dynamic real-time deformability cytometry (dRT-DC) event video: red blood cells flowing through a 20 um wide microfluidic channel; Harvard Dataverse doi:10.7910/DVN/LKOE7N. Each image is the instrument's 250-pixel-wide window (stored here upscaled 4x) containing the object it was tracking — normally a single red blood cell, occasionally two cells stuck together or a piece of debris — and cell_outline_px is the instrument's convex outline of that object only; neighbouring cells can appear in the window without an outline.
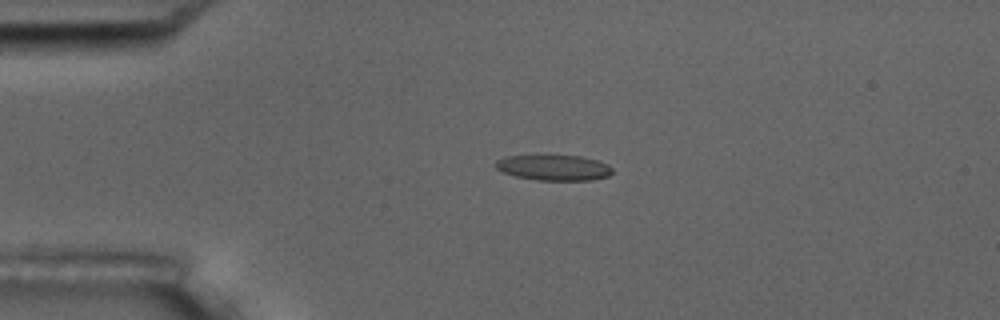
{"species": "common noctule bat (a hibernating species)", "species_latin": "Nyctalus noctula", "temperature_condition": "room temperature", "stored_images_in_passage": 3, "camera_frame_rate_fps": 3000, "um_per_image_px": 0.085, "animal": {"sex": "male", "body_mass_g": 17.5, "forearm_length_mm": 52.3}, "frame": {"image": 1, "passage_image": 2, "time_ms": 2.0, "image_size_px": [1000, 320], "cell_outline_px": [[612, 172], [608, 176], [592, 180], [536, 180], [516, 176], [504, 172], [496, 168], [496, 160], [504, 156], [580, 156], [596, 160], [608, 164], [612, 168]], "centroid_in_image_um": [47.09, 14.25], "position_along_channel_um": 37.9, "area_um2": 17.17}}